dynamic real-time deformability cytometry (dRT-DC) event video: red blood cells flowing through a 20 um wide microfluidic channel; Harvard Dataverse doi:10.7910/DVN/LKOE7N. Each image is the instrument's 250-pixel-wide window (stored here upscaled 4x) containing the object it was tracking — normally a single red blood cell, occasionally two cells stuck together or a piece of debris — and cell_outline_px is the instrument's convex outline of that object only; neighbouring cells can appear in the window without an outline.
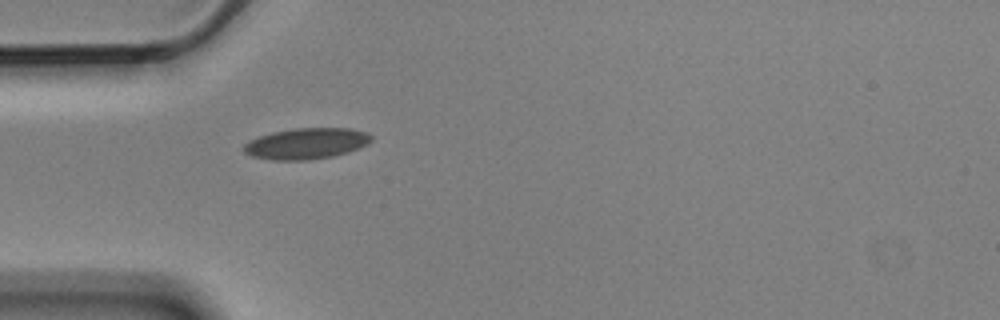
{"species": "Egyptian fruit bat (a non-hibernating species)", "species_latin": "Rousettus aegyptiacus", "temperature_condition": "cold", "stored_images_in_passage": 1, "camera_frame_rate_fps": 3000, "um_per_image_px": 0.085, "animal": {"sex": "male"}, "frame": {"image": 1, "passage_image": 1, "time_ms": 0.0, "image_size_px": [1000, 320], "cell_outline_px": [[372, 140], [368, 144], [360, 148], [348, 152], [332, 156], [308, 160], [272, 160], [252, 156], [244, 152], [244, 144], [248, 140], [272, 132], [296, 128], [352, 128], [368, 132], [372, 136]], "centroid_in_image_um": [26.07, 12.19], "position_along_channel_um": 58.9, "area_um2": 23.18}}